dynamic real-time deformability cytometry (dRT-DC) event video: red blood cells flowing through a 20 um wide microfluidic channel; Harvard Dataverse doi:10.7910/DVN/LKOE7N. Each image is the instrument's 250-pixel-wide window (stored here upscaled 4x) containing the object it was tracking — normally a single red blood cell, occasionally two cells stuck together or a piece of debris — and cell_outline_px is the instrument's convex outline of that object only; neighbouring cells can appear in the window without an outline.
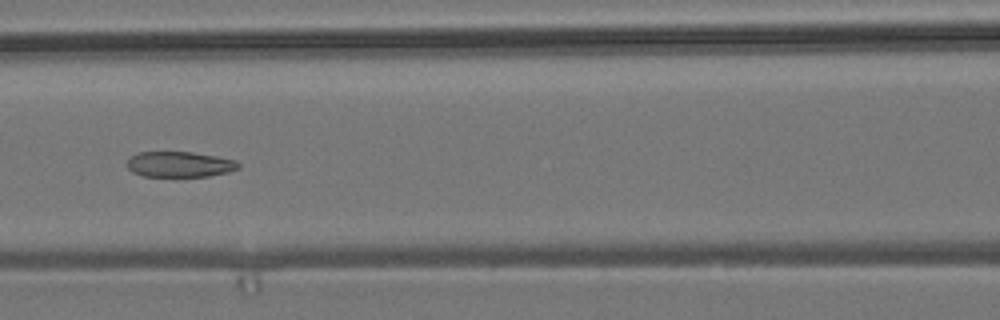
{"species": "common noctule bat (a hibernating species)", "species_latin": "Nyctalus noctula", "temperature_condition": "room temperature", "stored_images_in_passage": 9, "camera_frame_rate_fps": 3000, "um_per_image_px": 0.085, "animal": {"sex": "male", "body_mass_g": 19.2, "forearm_length_mm": 51.8}, "frame": {"image": 1, "passage_image": 7, "time_ms": 2.0, "image_size_px": [1000, 320], "cell_outline_px": [[240, 168], [228, 172], [208, 176], [144, 176], [132, 172], [128, 168], [128, 160], [136, 152], [192, 152], [216, 156], [236, 160], [240, 164]], "centroid_in_image_um": [15.29, 13.96], "position_along_channel_um": 151.3, "area_um2": 16.53}}
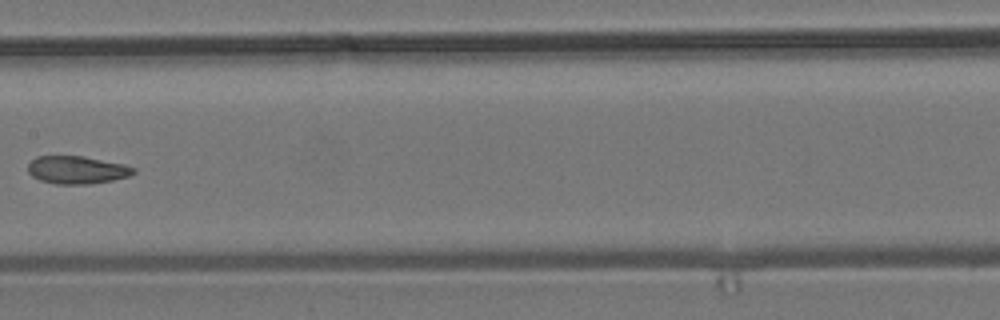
{"frame": {"image": 2, "passage_image": 8, "time_ms": 2.333, "image_size_px": [1000, 320], "cell_outline_px": [[136, 172], [128, 176], [112, 180], [88, 184], [56, 184], [40, 180], [32, 176], [28, 172], [28, 164], [36, 156], [80, 156], [124, 164], [136, 168]], "centroid_in_image_um": [6.53, 14.44], "position_along_channel_um": 200.9, "area_um2": 16.99}}
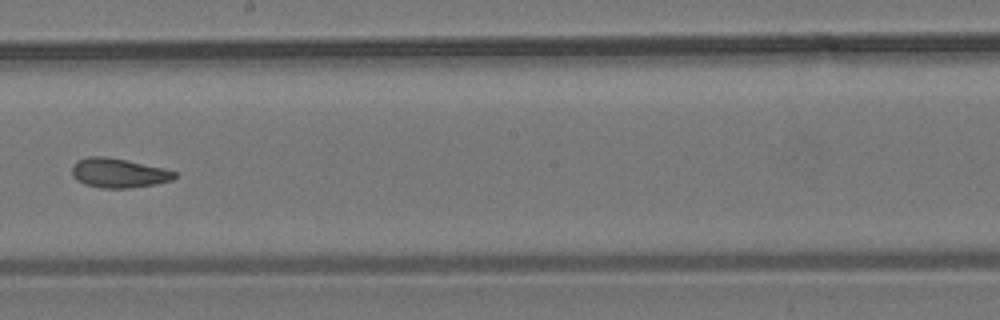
{"frame": {"image": 3, "passage_image": 9, "time_ms": 2.667, "image_size_px": [1000, 320], "cell_outline_px": [[176, 176], [172, 180], [156, 184], [128, 188], [100, 188], [84, 184], [76, 180], [72, 176], [72, 164], [76, 160], [88, 156], [104, 156], [164, 168], [176, 172]], "centroid_in_image_um": [10.03, 14.71], "position_along_channel_um": 238.2, "area_um2": 17.63}}